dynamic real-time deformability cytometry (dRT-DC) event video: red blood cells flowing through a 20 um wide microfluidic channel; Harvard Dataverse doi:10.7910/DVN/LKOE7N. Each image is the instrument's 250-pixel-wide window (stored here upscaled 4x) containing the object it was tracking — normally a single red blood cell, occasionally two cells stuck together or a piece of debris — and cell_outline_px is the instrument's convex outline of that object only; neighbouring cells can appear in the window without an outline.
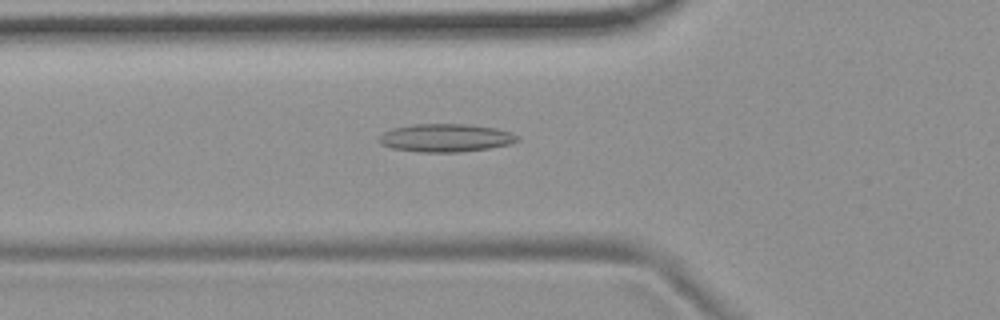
{"species": "common noctule bat (a hibernating species)", "species_latin": "Nyctalus noctula", "temperature_condition": "room temperature", "stored_images_in_passage": 54, "camera_frame_rate_fps": 3000, "um_per_image_px": 0.085, "animal": {"sex": "female", "body_mass_g": 19.9}, "frame": {"image": 1, "passage_image": 19, "time_ms": 6.0, "image_size_px": [1000, 320], "cell_outline_px": [[520, 140], [508, 144], [488, 148], [460, 152], [420, 152], [392, 148], [380, 144], [380, 136], [384, 132], [392, 128], [412, 124], [468, 124], [496, 128], [512, 132], [520, 136]], "centroid_in_image_um": [37.91, 11.71], "position_along_channel_um": 87.9, "area_um2": 22.66}}
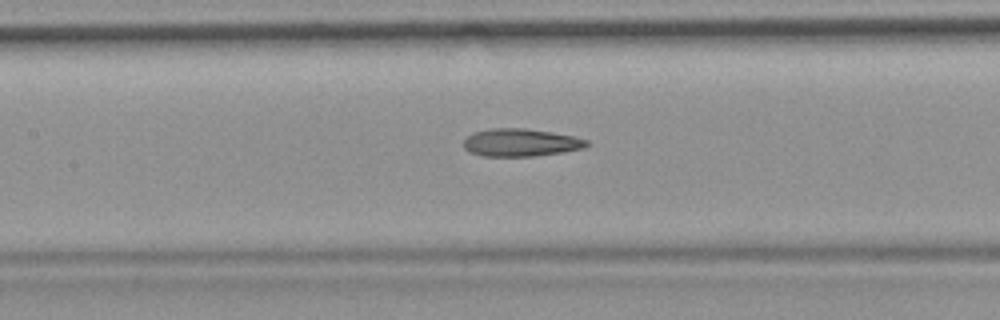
{"frame": {"image": 2, "passage_image": 25, "time_ms": 8.0, "image_size_px": [1000, 320], "cell_outline_px": [[592, 144], [584, 148], [536, 156], [480, 156], [468, 152], [464, 148], [464, 140], [468, 136], [476, 132], [488, 128], [524, 128], [552, 132], [572, 136], [588, 140]], "centroid_in_image_um": [44.26, 12.12], "position_along_channel_um": 163.1, "area_um2": 19.94}}
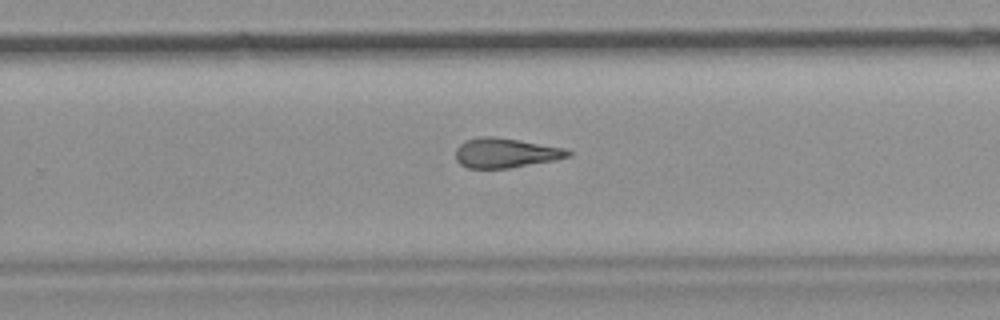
{"frame": {"image": 3, "passage_image": 35, "time_ms": 11.333, "image_size_px": [1000, 320], "cell_outline_px": [[572, 156], [552, 160], [508, 168], [468, 168], [460, 164], [456, 160], [456, 148], [460, 144], [468, 140], [480, 136], [492, 136], [520, 140], [564, 148], [572, 152]], "centroid_in_image_um": [42.96, 12.99], "position_along_channel_um": 286.8, "area_um2": 19.25}, "authors_computed_cell_mechanics": {"area_um2": 20.4901, "velocity_mm_per_s": 3.7292, "shape_relaxation_time_tau1_ms": null, "shape_relaxation_time_tau2_ms": 4.2506, "deformation_change_tau1": null, "deformation_change_tau2": 0.1603}}